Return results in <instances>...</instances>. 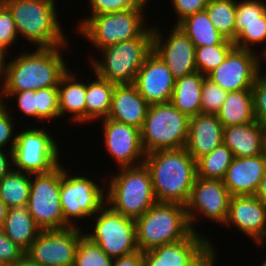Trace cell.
I'll return each mask as SVG.
<instances>
[{"instance_id":"obj_19","label":"cell","mask_w":266,"mask_h":266,"mask_svg":"<svg viewBox=\"0 0 266 266\" xmlns=\"http://www.w3.org/2000/svg\"><path fill=\"white\" fill-rule=\"evenodd\" d=\"M224 225H233L252 238L256 246L263 245L266 241V204L255 195L231 196Z\"/></svg>"},{"instance_id":"obj_54","label":"cell","mask_w":266,"mask_h":266,"mask_svg":"<svg viewBox=\"0 0 266 266\" xmlns=\"http://www.w3.org/2000/svg\"><path fill=\"white\" fill-rule=\"evenodd\" d=\"M262 154L266 157V126H263Z\"/></svg>"},{"instance_id":"obj_34","label":"cell","mask_w":266,"mask_h":266,"mask_svg":"<svg viewBox=\"0 0 266 266\" xmlns=\"http://www.w3.org/2000/svg\"><path fill=\"white\" fill-rule=\"evenodd\" d=\"M234 47L233 41L228 39L218 45L196 47L195 63L197 71L207 76L225 60Z\"/></svg>"},{"instance_id":"obj_51","label":"cell","mask_w":266,"mask_h":266,"mask_svg":"<svg viewBox=\"0 0 266 266\" xmlns=\"http://www.w3.org/2000/svg\"><path fill=\"white\" fill-rule=\"evenodd\" d=\"M8 207L5 203L0 199V229L3 228L4 221L7 215Z\"/></svg>"},{"instance_id":"obj_30","label":"cell","mask_w":266,"mask_h":266,"mask_svg":"<svg viewBox=\"0 0 266 266\" xmlns=\"http://www.w3.org/2000/svg\"><path fill=\"white\" fill-rule=\"evenodd\" d=\"M193 42L196 47L218 45L226 38L221 35L209 19L207 12L187 16L177 25Z\"/></svg>"},{"instance_id":"obj_39","label":"cell","mask_w":266,"mask_h":266,"mask_svg":"<svg viewBox=\"0 0 266 266\" xmlns=\"http://www.w3.org/2000/svg\"><path fill=\"white\" fill-rule=\"evenodd\" d=\"M91 15L124 11L132 8H146L139 0H89Z\"/></svg>"},{"instance_id":"obj_2","label":"cell","mask_w":266,"mask_h":266,"mask_svg":"<svg viewBox=\"0 0 266 266\" xmlns=\"http://www.w3.org/2000/svg\"><path fill=\"white\" fill-rule=\"evenodd\" d=\"M65 47L37 48L9 59L0 93L57 87L61 76L68 70L61 54Z\"/></svg>"},{"instance_id":"obj_37","label":"cell","mask_w":266,"mask_h":266,"mask_svg":"<svg viewBox=\"0 0 266 266\" xmlns=\"http://www.w3.org/2000/svg\"><path fill=\"white\" fill-rule=\"evenodd\" d=\"M37 121H50L60 118L58 87H48L36 90Z\"/></svg>"},{"instance_id":"obj_53","label":"cell","mask_w":266,"mask_h":266,"mask_svg":"<svg viewBox=\"0 0 266 266\" xmlns=\"http://www.w3.org/2000/svg\"><path fill=\"white\" fill-rule=\"evenodd\" d=\"M262 54V55H261ZM259 57H262V58H259L260 60H264L265 62V65H266V45H265V47H264V49L259 53ZM262 63H260V73L262 74V75H265L266 76V72L263 74L262 72H261V70L263 71V69L261 68L263 65H261Z\"/></svg>"},{"instance_id":"obj_44","label":"cell","mask_w":266,"mask_h":266,"mask_svg":"<svg viewBox=\"0 0 266 266\" xmlns=\"http://www.w3.org/2000/svg\"><path fill=\"white\" fill-rule=\"evenodd\" d=\"M18 34L11 13L5 6H0V48L6 51L16 44Z\"/></svg>"},{"instance_id":"obj_16","label":"cell","mask_w":266,"mask_h":266,"mask_svg":"<svg viewBox=\"0 0 266 266\" xmlns=\"http://www.w3.org/2000/svg\"><path fill=\"white\" fill-rule=\"evenodd\" d=\"M256 51L234 47L225 60L206 77L228 92L252 89L260 73Z\"/></svg>"},{"instance_id":"obj_17","label":"cell","mask_w":266,"mask_h":266,"mask_svg":"<svg viewBox=\"0 0 266 266\" xmlns=\"http://www.w3.org/2000/svg\"><path fill=\"white\" fill-rule=\"evenodd\" d=\"M154 27L153 52L167 65L173 77L178 79L196 72L195 45L191 39L174 25L164 40L162 31Z\"/></svg>"},{"instance_id":"obj_33","label":"cell","mask_w":266,"mask_h":266,"mask_svg":"<svg viewBox=\"0 0 266 266\" xmlns=\"http://www.w3.org/2000/svg\"><path fill=\"white\" fill-rule=\"evenodd\" d=\"M215 29L226 39L236 38V0H209L205 8Z\"/></svg>"},{"instance_id":"obj_26","label":"cell","mask_w":266,"mask_h":266,"mask_svg":"<svg viewBox=\"0 0 266 266\" xmlns=\"http://www.w3.org/2000/svg\"><path fill=\"white\" fill-rule=\"evenodd\" d=\"M2 230L24 252L41 232L27 206L8 208Z\"/></svg>"},{"instance_id":"obj_57","label":"cell","mask_w":266,"mask_h":266,"mask_svg":"<svg viewBox=\"0 0 266 266\" xmlns=\"http://www.w3.org/2000/svg\"><path fill=\"white\" fill-rule=\"evenodd\" d=\"M261 266H266V259H265V261L263 262V264Z\"/></svg>"},{"instance_id":"obj_18","label":"cell","mask_w":266,"mask_h":266,"mask_svg":"<svg viewBox=\"0 0 266 266\" xmlns=\"http://www.w3.org/2000/svg\"><path fill=\"white\" fill-rule=\"evenodd\" d=\"M101 121L104 146L119 168L143 164L146 153L142 146L140 129L108 118Z\"/></svg>"},{"instance_id":"obj_38","label":"cell","mask_w":266,"mask_h":266,"mask_svg":"<svg viewBox=\"0 0 266 266\" xmlns=\"http://www.w3.org/2000/svg\"><path fill=\"white\" fill-rule=\"evenodd\" d=\"M228 91L204 78L201 93V113L216 115L227 97Z\"/></svg>"},{"instance_id":"obj_46","label":"cell","mask_w":266,"mask_h":266,"mask_svg":"<svg viewBox=\"0 0 266 266\" xmlns=\"http://www.w3.org/2000/svg\"><path fill=\"white\" fill-rule=\"evenodd\" d=\"M209 0H171L175 14H177V25L187 16L202 12L208 5Z\"/></svg>"},{"instance_id":"obj_7","label":"cell","mask_w":266,"mask_h":266,"mask_svg":"<svg viewBox=\"0 0 266 266\" xmlns=\"http://www.w3.org/2000/svg\"><path fill=\"white\" fill-rule=\"evenodd\" d=\"M189 122L170 102L150 105L140 130L145 153L186 147Z\"/></svg>"},{"instance_id":"obj_9","label":"cell","mask_w":266,"mask_h":266,"mask_svg":"<svg viewBox=\"0 0 266 266\" xmlns=\"http://www.w3.org/2000/svg\"><path fill=\"white\" fill-rule=\"evenodd\" d=\"M70 174L60 164V205L64 220L78 227L77 219L93 217L106 204V187L87 176Z\"/></svg>"},{"instance_id":"obj_4","label":"cell","mask_w":266,"mask_h":266,"mask_svg":"<svg viewBox=\"0 0 266 266\" xmlns=\"http://www.w3.org/2000/svg\"><path fill=\"white\" fill-rule=\"evenodd\" d=\"M147 26L138 38L101 49V61L90 56L93 73L115 85L134 84L139 69L153 51V27Z\"/></svg>"},{"instance_id":"obj_31","label":"cell","mask_w":266,"mask_h":266,"mask_svg":"<svg viewBox=\"0 0 266 266\" xmlns=\"http://www.w3.org/2000/svg\"><path fill=\"white\" fill-rule=\"evenodd\" d=\"M31 174L12 169L0 179V199L8 208L27 206Z\"/></svg>"},{"instance_id":"obj_13","label":"cell","mask_w":266,"mask_h":266,"mask_svg":"<svg viewBox=\"0 0 266 266\" xmlns=\"http://www.w3.org/2000/svg\"><path fill=\"white\" fill-rule=\"evenodd\" d=\"M203 233L143 252V266H215L216 249Z\"/></svg>"},{"instance_id":"obj_24","label":"cell","mask_w":266,"mask_h":266,"mask_svg":"<svg viewBox=\"0 0 266 266\" xmlns=\"http://www.w3.org/2000/svg\"><path fill=\"white\" fill-rule=\"evenodd\" d=\"M76 73L67 70L58 83L59 114H71L77 124H86V82H79Z\"/></svg>"},{"instance_id":"obj_47","label":"cell","mask_w":266,"mask_h":266,"mask_svg":"<svg viewBox=\"0 0 266 266\" xmlns=\"http://www.w3.org/2000/svg\"><path fill=\"white\" fill-rule=\"evenodd\" d=\"M113 266H143V252L137 251L127 256L115 258Z\"/></svg>"},{"instance_id":"obj_20","label":"cell","mask_w":266,"mask_h":266,"mask_svg":"<svg viewBox=\"0 0 266 266\" xmlns=\"http://www.w3.org/2000/svg\"><path fill=\"white\" fill-rule=\"evenodd\" d=\"M175 80L167 65L152 51L139 69L134 85L145 101L153 105L171 101Z\"/></svg>"},{"instance_id":"obj_3","label":"cell","mask_w":266,"mask_h":266,"mask_svg":"<svg viewBox=\"0 0 266 266\" xmlns=\"http://www.w3.org/2000/svg\"><path fill=\"white\" fill-rule=\"evenodd\" d=\"M55 6V0H14L5 5L18 36H23L37 48L69 46Z\"/></svg>"},{"instance_id":"obj_6","label":"cell","mask_w":266,"mask_h":266,"mask_svg":"<svg viewBox=\"0 0 266 266\" xmlns=\"http://www.w3.org/2000/svg\"><path fill=\"white\" fill-rule=\"evenodd\" d=\"M119 169L121 172L112 175L106 188V204L116 213L136 220L157 203L151 175L144 163Z\"/></svg>"},{"instance_id":"obj_48","label":"cell","mask_w":266,"mask_h":266,"mask_svg":"<svg viewBox=\"0 0 266 266\" xmlns=\"http://www.w3.org/2000/svg\"><path fill=\"white\" fill-rule=\"evenodd\" d=\"M4 152L5 150L0 149V179L13 169V151H9V154Z\"/></svg>"},{"instance_id":"obj_52","label":"cell","mask_w":266,"mask_h":266,"mask_svg":"<svg viewBox=\"0 0 266 266\" xmlns=\"http://www.w3.org/2000/svg\"><path fill=\"white\" fill-rule=\"evenodd\" d=\"M10 266H38V265L31 262L26 256H24L20 261L15 262Z\"/></svg>"},{"instance_id":"obj_27","label":"cell","mask_w":266,"mask_h":266,"mask_svg":"<svg viewBox=\"0 0 266 266\" xmlns=\"http://www.w3.org/2000/svg\"><path fill=\"white\" fill-rule=\"evenodd\" d=\"M205 77L196 71L175 80L170 103L189 118L201 113V93Z\"/></svg>"},{"instance_id":"obj_12","label":"cell","mask_w":266,"mask_h":266,"mask_svg":"<svg viewBox=\"0 0 266 266\" xmlns=\"http://www.w3.org/2000/svg\"><path fill=\"white\" fill-rule=\"evenodd\" d=\"M33 175V176H32ZM28 211L41 230L71 227L60 205V164L47 173L31 174Z\"/></svg>"},{"instance_id":"obj_50","label":"cell","mask_w":266,"mask_h":266,"mask_svg":"<svg viewBox=\"0 0 266 266\" xmlns=\"http://www.w3.org/2000/svg\"><path fill=\"white\" fill-rule=\"evenodd\" d=\"M255 196L266 204V172L264 173Z\"/></svg>"},{"instance_id":"obj_25","label":"cell","mask_w":266,"mask_h":266,"mask_svg":"<svg viewBox=\"0 0 266 266\" xmlns=\"http://www.w3.org/2000/svg\"><path fill=\"white\" fill-rule=\"evenodd\" d=\"M263 125L257 120L241 125L224 127L223 144L234 158L253 157L262 154Z\"/></svg>"},{"instance_id":"obj_55","label":"cell","mask_w":266,"mask_h":266,"mask_svg":"<svg viewBox=\"0 0 266 266\" xmlns=\"http://www.w3.org/2000/svg\"><path fill=\"white\" fill-rule=\"evenodd\" d=\"M14 1V0H0V6H5L7 3Z\"/></svg>"},{"instance_id":"obj_35","label":"cell","mask_w":266,"mask_h":266,"mask_svg":"<svg viewBox=\"0 0 266 266\" xmlns=\"http://www.w3.org/2000/svg\"><path fill=\"white\" fill-rule=\"evenodd\" d=\"M265 41L266 11L261 15V21L236 22V38L233 41L236 48L254 51L253 46Z\"/></svg>"},{"instance_id":"obj_5","label":"cell","mask_w":266,"mask_h":266,"mask_svg":"<svg viewBox=\"0 0 266 266\" xmlns=\"http://www.w3.org/2000/svg\"><path fill=\"white\" fill-rule=\"evenodd\" d=\"M136 241L141 252L186 239L191 229L186 206L178 203L154 204L135 220Z\"/></svg>"},{"instance_id":"obj_28","label":"cell","mask_w":266,"mask_h":266,"mask_svg":"<svg viewBox=\"0 0 266 266\" xmlns=\"http://www.w3.org/2000/svg\"><path fill=\"white\" fill-rule=\"evenodd\" d=\"M216 115L224 127L256 121L252 89L228 92Z\"/></svg>"},{"instance_id":"obj_42","label":"cell","mask_w":266,"mask_h":266,"mask_svg":"<svg viewBox=\"0 0 266 266\" xmlns=\"http://www.w3.org/2000/svg\"><path fill=\"white\" fill-rule=\"evenodd\" d=\"M8 111L6 104L0 102V149L4 150L8 144L10 151H13L17 135L14 132L15 123L12 121L14 117Z\"/></svg>"},{"instance_id":"obj_56","label":"cell","mask_w":266,"mask_h":266,"mask_svg":"<svg viewBox=\"0 0 266 266\" xmlns=\"http://www.w3.org/2000/svg\"><path fill=\"white\" fill-rule=\"evenodd\" d=\"M142 4H145V5H147V3H148V1L149 0H139Z\"/></svg>"},{"instance_id":"obj_10","label":"cell","mask_w":266,"mask_h":266,"mask_svg":"<svg viewBox=\"0 0 266 266\" xmlns=\"http://www.w3.org/2000/svg\"><path fill=\"white\" fill-rule=\"evenodd\" d=\"M93 217V231L84 234L108 257L115 259L139 251L135 220L116 213L107 204Z\"/></svg>"},{"instance_id":"obj_45","label":"cell","mask_w":266,"mask_h":266,"mask_svg":"<svg viewBox=\"0 0 266 266\" xmlns=\"http://www.w3.org/2000/svg\"><path fill=\"white\" fill-rule=\"evenodd\" d=\"M24 256L25 252L0 229V265L10 266Z\"/></svg>"},{"instance_id":"obj_23","label":"cell","mask_w":266,"mask_h":266,"mask_svg":"<svg viewBox=\"0 0 266 266\" xmlns=\"http://www.w3.org/2000/svg\"><path fill=\"white\" fill-rule=\"evenodd\" d=\"M224 126L214 114L199 113L190 118L187 152L195 159L223 144Z\"/></svg>"},{"instance_id":"obj_40","label":"cell","mask_w":266,"mask_h":266,"mask_svg":"<svg viewBox=\"0 0 266 266\" xmlns=\"http://www.w3.org/2000/svg\"><path fill=\"white\" fill-rule=\"evenodd\" d=\"M266 2L260 0H236V22L261 21Z\"/></svg>"},{"instance_id":"obj_41","label":"cell","mask_w":266,"mask_h":266,"mask_svg":"<svg viewBox=\"0 0 266 266\" xmlns=\"http://www.w3.org/2000/svg\"><path fill=\"white\" fill-rule=\"evenodd\" d=\"M4 97V98H3ZM16 97L17 108L20 109L21 114L24 116L37 119L36 109V90H25L14 93H0V102L4 103L5 98L10 101L9 98Z\"/></svg>"},{"instance_id":"obj_36","label":"cell","mask_w":266,"mask_h":266,"mask_svg":"<svg viewBox=\"0 0 266 266\" xmlns=\"http://www.w3.org/2000/svg\"><path fill=\"white\" fill-rule=\"evenodd\" d=\"M114 259L108 257L100 247L85 235L78 244L74 266H113Z\"/></svg>"},{"instance_id":"obj_21","label":"cell","mask_w":266,"mask_h":266,"mask_svg":"<svg viewBox=\"0 0 266 266\" xmlns=\"http://www.w3.org/2000/svg\"><path fill=\"white\" fill-rule=\"evenodd\" d=\"M265 172L266 157L263 154L233 158L223 183L231 196L255 195Z\"/></svg>"},{"instance_id":"obj_22","label":"cell","mask_w":266,"mask_h":266,"mask_svg":"<svg viewBox=\"0 0 266 266\" xmlns=\"http://www.w3.org/2000/svg\"><path fill=\"white\" fill-rule=\"evenodd\" d=\"M149 106L134 84L115 85L107 118L141 130Z\"/></svg>"},{"instance_id":"obj_1","label":"cell","mask_w":266,"mask_h":266,"mask_svg":"<svg viewBox=\"0 0 266 266\" xmlns=\"http://www.w3.org/2000/svg\"><path fill=\"white\" fill-rule=\"evenodd\" d=\"M155 198L159 203L186 206L197 177L196 160L186 148L157 150L145 155Z\"/></svg>"},{"instance_id":"obj_29","label":"cell","mask_w":266,"mask_h":266,"mask_svg":"<svg viewBox=\"0 0 266 266\" xmlns=\"http://www.w3.org/2000/svg\"><path fill=\"white\" fill-rule=\"evenodd\" d=\"M91 83H86V123L107 118L115 84L97 74Z\"/></svg>"},{"instance_id":"obj_8","label":"cell","mask_w":266,"mask_h":266,"mask_svg":"<svg viewBox=\"0 0 266 266\" xmlns=\"http://www.w3.org/2000/svg\"><path fill=\"white\" fill-rule=\"evenodd\" d=\"M144 12V8H132L90 16L81 21L76 31L100 51L110 45L138 38L148 28Z\"/></svg>"},{"instance_id":"obj_14","label":"cell","mask_w":266,"mask_h":266,"mask_svg":"<svg viewBox=\"0 0 266 266\" xmlns=\"http://www.w3.org/2000/svg\"><path fill=\"white\" fill-rule=\"evenodd\" d=\"M80 229L41 230L25 256L38 266H74L78 244L85 235Z\"/></svg>"},{"instance_id":"obj_43","label":"cell","mask_w":266,"mask_h":266,"mask_svg":"<svg viewBox=\"0 0 266 266\" xmlns=\"http://www.w3.org/2000/svg\"><path fill=\"white\" fill-rule=\"evenodd\" d=\"M253 105L255 119L266 126V76L259 73L253 87Z\"/></svg>"},{"instance_id":"obj_15","label":"cell","mask_w":266,"mask_h":266,"mask_svg":"<svg viewBox=\"0 0 266 266\" xmlns=\"http://www.w3.org/2000/svg\"><path fill=\"white\" fill-rule=\"evenodd\" d=\"M230 198L231 195L223 180H206L196 177L186 205L192 231L200 233L195 227V220H198L199 214L223 226L227 219Z\"/></svg>"},{"instance_id":"obj_32","label":"cell","mask_w":266,"mask_h":266,"mask_svg":"<svg viewBox=\"0 0 266 266\" xmlns=\"http://www.w3.org/2000/svg\"><path fill=\"white\" fill-rule=\"evenodd\" d=\"M233 158L232 151L221 144L196 160L197 177L206 180H223Z\"/></svg>"},{"instance_id":"obj_49","label":"cell","mask_w":266,"mask_h":266,"mask_svg":"<svg viewBox=\"0 0 266 266\" xmlns=\"http://www.w3.org/2000/svg\"><path fill=\"white\" fill-rule=\"evenodd\" d=\"M8 51H6L3 48H0V80L2 81L0 89L2 88L4 81H5V77H6V67H7V59H6V55H7Z\"/></svg>"},{"instance_id":"obj_11","label":"cell","mask_w":266,"mask_h":266,"mask_svg":"<svg viewBox=\"0 0 266 266\" xmlns=\"http://www.w3.org/2000/svg\"><path fill=\"white\" fill-rule=\"evenodd\" d=\"M49 133L45 126L21 129L16 133L13 165L17 168L14 170L29 174L47 173L61 163L57 141Z\"/></svg>"}]
</instances>
